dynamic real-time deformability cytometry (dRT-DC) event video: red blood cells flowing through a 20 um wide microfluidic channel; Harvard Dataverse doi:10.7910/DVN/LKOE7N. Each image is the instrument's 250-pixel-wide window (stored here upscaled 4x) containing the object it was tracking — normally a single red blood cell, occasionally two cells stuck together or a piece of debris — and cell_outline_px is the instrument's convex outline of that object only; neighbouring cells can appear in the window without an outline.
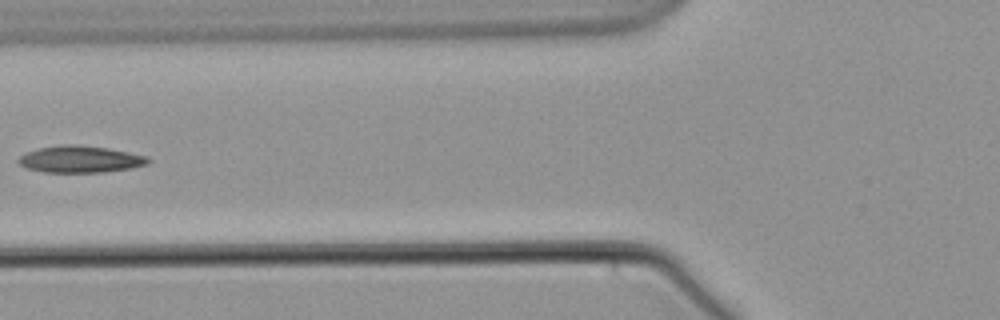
{"species": "common noctule bat (a hibernating species)", "species_latin": "Nyctalus noctula", "temperature_condition": "warm", "stored_images_in_passage": 7, "camera_frame_rate_fps": 3000, "um_per_image_px": 0.085, "animal": {"sex": "male", "body_mass_g": 21.5, "forearm_length_mm": 52.0}, "frame": {"image": 1, "passage_image": 5, "time_ms": 5.0, "image_size_px": [1000, 320], "cell_outline_px": [[152, 160], [148, 164], [132, 168], [104, 172], [44, 172], [28, 168], [20, 164], [16, 160], [20, 156], [28, 152], [40, 148], [68, 144], [72, 144], [108, 148], [148, 156]], "centroid_in_image_um": [6.87, 13.54], "position_along_channel_um": 118.9, "area_um2": 20.11}}